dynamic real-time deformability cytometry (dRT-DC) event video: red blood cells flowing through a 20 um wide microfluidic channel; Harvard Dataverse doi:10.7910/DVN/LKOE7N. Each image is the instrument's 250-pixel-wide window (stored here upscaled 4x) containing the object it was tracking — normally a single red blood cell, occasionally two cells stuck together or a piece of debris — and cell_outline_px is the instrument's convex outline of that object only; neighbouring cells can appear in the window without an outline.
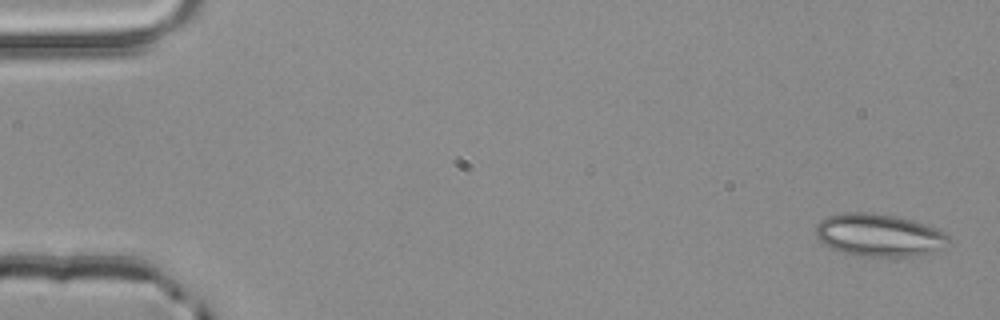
{"species": "common noctule bat (a hibernating species)", "species_latin": "Nyctalus noctula", "temperature_condition": "room temperature", "stored_images_in_passage": 4, "camera_frame_rate_fps": 3000, "um_per_image_px": 0.085, "animal": {"sex": "male", "body_mass_g": 20.4}, "frame": {"image": 1, "passage_image": 1, "time_ms": 0.0, "image_size_px": [1000, 320], "cell_outline_px": [[948, 240], [940, 248], [924, 256], [856, 256], [836, 252], [828, 248], [816, 236], [816, 224], [820, 220], [828, 216], [844, 212], [872, 212], [896, 216], [912, 220], [936, 228], [944, 232], [948, 236]], "centroid_in_image_um": [74.65, 19.99], "position_along_channel_um": 10.3, "area_um2": 33.29}}